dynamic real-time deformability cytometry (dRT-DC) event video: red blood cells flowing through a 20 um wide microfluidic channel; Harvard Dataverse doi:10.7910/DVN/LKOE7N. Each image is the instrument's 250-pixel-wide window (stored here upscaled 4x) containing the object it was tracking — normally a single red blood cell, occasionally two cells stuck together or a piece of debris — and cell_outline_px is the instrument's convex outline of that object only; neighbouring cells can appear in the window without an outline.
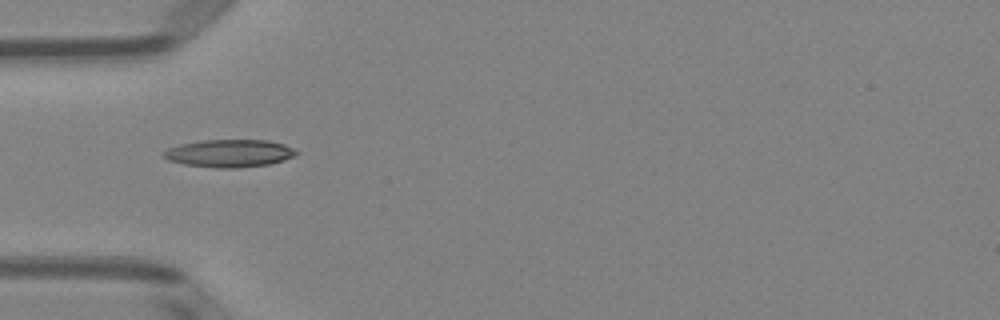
{"species": "Egyptian fruit bat (a non-hibernating species)", "species_latin": "Rousettus aegyptiacus", "temperature_condition": "room temperature", "stored_images_in_passage": 36, "camera_frame_rate_fps": 3000, "um_per_image_px": 0.085, "animal": {"sex": "female"}, "frame": {"image": 1, "passage_image": 1, "time_ms": 0.0, "image_size_px": [1000, 320], "cell_outline_px": [[300, 152], [296, 156], [284, 160], [268, 164], [236, 168], [216, 168], [184, 164], [168, 160], [160, 156], [160, 152], [168, 148], [180, 144], [204, 140], [268, 140], [284, 144]], "centroid_in_image_um": [19.47, 13.03], "position_along_channel_um": 65.5, "area_um2": 21.56}}
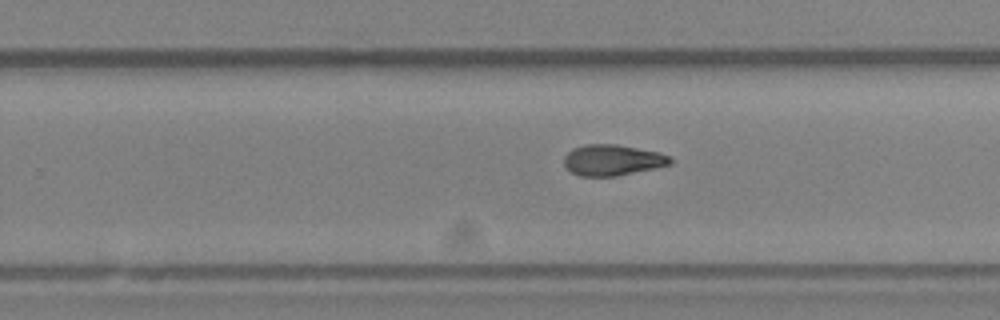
{"frame": {"image": 2, "passage_image": 17, "time_ms": 5.333, "image_size_px": [1000, 320], "cell_outline_px": [[672, 164], [616, 176], [580, 176], [572, 172], [564, 164], [564, 156], [572, 148], [584, 144], [616, 144], [660, 152], [668, 156], [672, 160]], "centroid_in_image_um": [52.04, 13.59], "position_along_channel_um": 277.8, "area_um2": 19.07}}
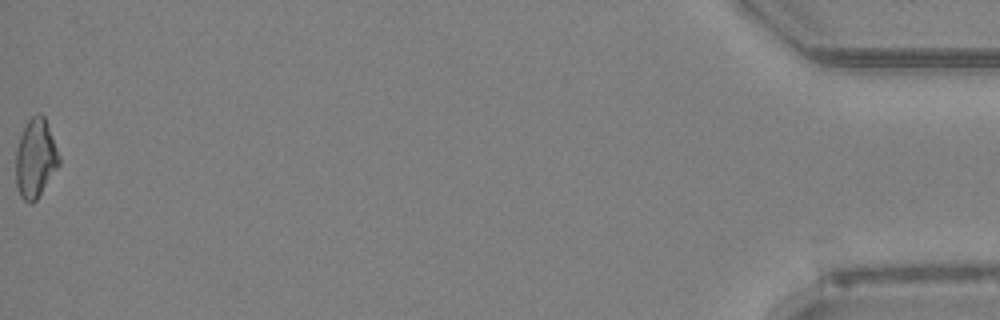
{"frame": {"image": 3, "passage_image": 36, "time_ms": 11.667, "image_size_px": [1000, 320], "cell_outline_px": [[60, 164], [36, 200], [32, 204], [28, 204], [20, 196], [16, 184], [16, 148], [20, 136], [28, 120], [36, 112], [40, 112], [44, 116], [60, 156]], "centroid_in_image_um": [3.01, 13.46], "position_along_channel_um": 432.2, "area_um2": 19.88}, "authors_computed_cell_mechanics": {"area_um2": 19.4208, "velocity_mm_per_s": 4.0076, "shape_relaxation_time_tau1_ms": null, "shape_relaxation_time_tau2_ms": 3.4947, "deformation_change_tau1": null, "deformation_change_tau2": 0.1128}}